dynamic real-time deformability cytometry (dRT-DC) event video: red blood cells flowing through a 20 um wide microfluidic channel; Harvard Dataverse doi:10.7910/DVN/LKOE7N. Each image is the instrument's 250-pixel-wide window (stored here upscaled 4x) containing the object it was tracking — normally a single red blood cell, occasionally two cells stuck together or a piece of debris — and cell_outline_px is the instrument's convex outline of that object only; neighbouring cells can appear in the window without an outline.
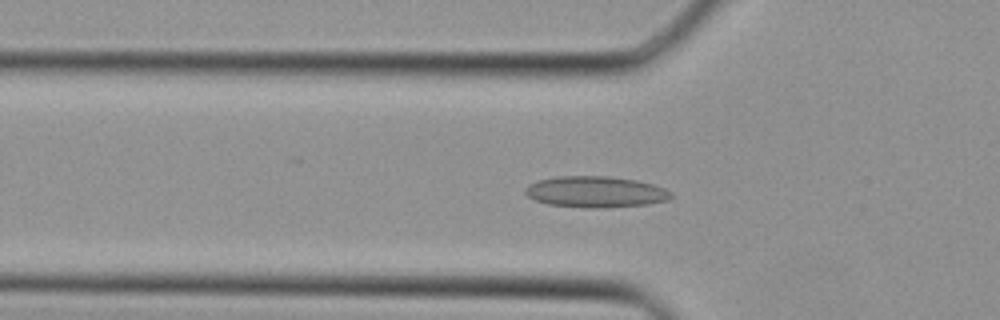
{"species": "Egyptian fruit bat (a non-hibernating species)", "species_latin": "Rousettus aegyptiacus", "temperature_condition": "cold", "stored_images_in_passage": 38, "camera_frame_rate_fps": 3000, "um_per_image_px": 0.085, "animal": {"sex": "female"}, "frame": {"image": 1, "passage_image": 13, "time_ms": 4.0, "image_size_px": [1000, 320], "cell_outline_px": [[672, 196], [668, 200], [648, 204], [604, 208], [584, 208], [548, 204], [536, 200], [528, 196], [524, 192], [524, 188], [528, 184], [540, 180], [556, 176], [608, 176], [636, 180], [652, 184], [664, 188], [672, 192]], "centroid_in_image_um": [50.62, 16.31], "position_along_channel_um": 75.2, "area_um2": 26.59}}
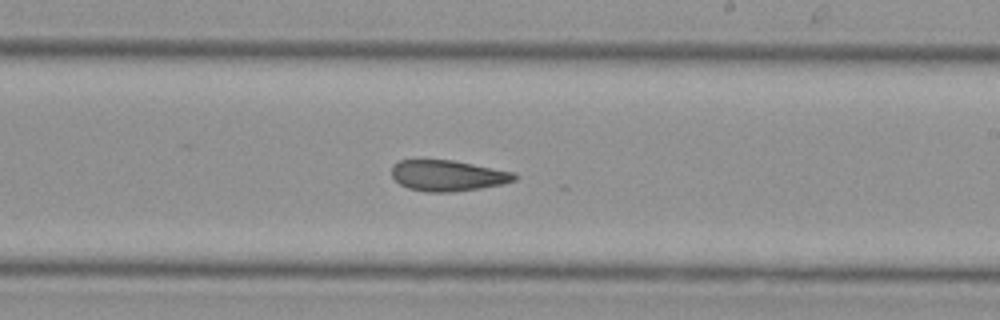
{"frame": {"image": 2, "passage_image": 23, "time_ms": 7.333, "image_size_px": [1000, 320], "cell_outline_px": [[516, 180], [504, 184], [480, 188], [452, 192], [424, 192], [408, 188], [400, 184], [392, 176], [392, 164], [400, 160], [452, 160], [512, 172], [516, 176]], "centroid_in_image_um": [38.03, 14.93], "position_along_channel_um": 251.0, "area_um2": 21.96}}
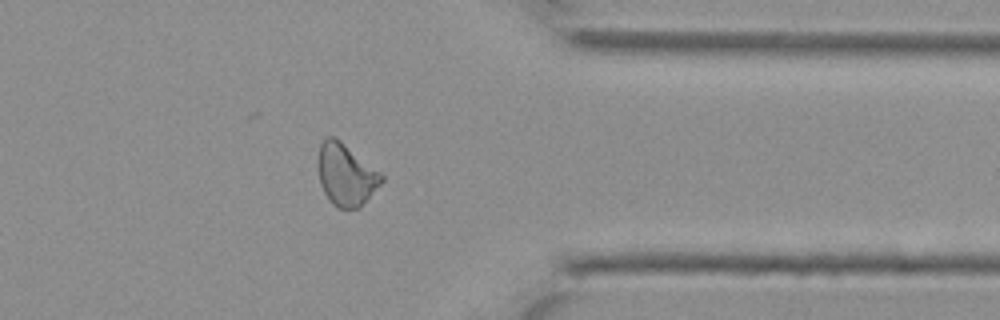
{"frame": {"image": 3, "passage_image": 31, "time_ms": 10.0, "image_size_px": [1000, 320], "cell_outline_px": [[384, 180], [360, 208], [340, 208], [332, 204], [324, 192], [320, 184], [320, 144], [328, 136], [332, 136], [340, 140], [380, 172], [384, 176]], "centroid_in_image_um": [29.44, 14.87], "position_along_channel_um": 382.0, "area_um2": 22.37}}